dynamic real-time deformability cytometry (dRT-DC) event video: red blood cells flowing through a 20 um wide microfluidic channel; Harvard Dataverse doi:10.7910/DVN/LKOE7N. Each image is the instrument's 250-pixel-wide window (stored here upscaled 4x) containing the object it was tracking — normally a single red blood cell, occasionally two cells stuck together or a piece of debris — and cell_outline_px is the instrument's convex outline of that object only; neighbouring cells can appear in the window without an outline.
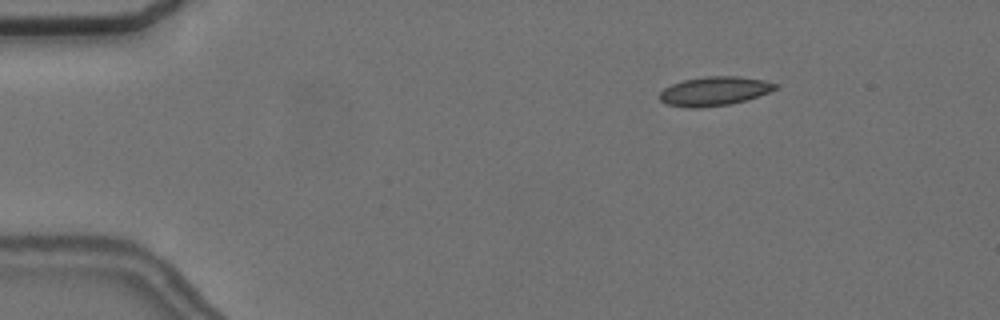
{"species": "common noctule bat (a hibernating species)", "species_latin": "Nyctalus noctula", "temperature_condition": "cold", "stored_images_in_passage": 15, "camera_frame_rate_fps": 3000, "um_per_image_px": 0.085, "animal": {"sex": "female", "body_mass_g": 24.6, "forearm_length_mm": 56.2}, "frame": {"image": 1, "passage_image": 5, "time_ms": 1.333, "image_size_px": [1000, 320], "cell_outline_px": [[780, 88], [744, 100], [728, 104], [700, 108], [688, 108], [668, 104], [660, 100], [660, 92], [664, 88], [672, 84], [684, 80], [704, 76], [736, 76], [764, 80], [780, 84]], "centroid_in_image_um": [60.73, 7.74], "position_along_channel_um": 24.3, "area_um2": 19.48}}